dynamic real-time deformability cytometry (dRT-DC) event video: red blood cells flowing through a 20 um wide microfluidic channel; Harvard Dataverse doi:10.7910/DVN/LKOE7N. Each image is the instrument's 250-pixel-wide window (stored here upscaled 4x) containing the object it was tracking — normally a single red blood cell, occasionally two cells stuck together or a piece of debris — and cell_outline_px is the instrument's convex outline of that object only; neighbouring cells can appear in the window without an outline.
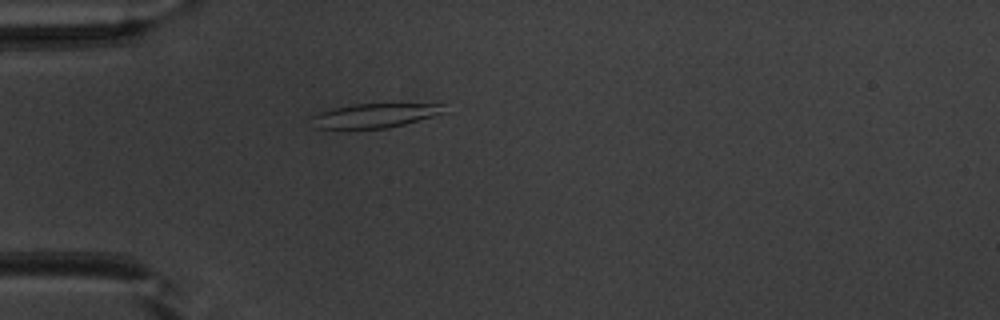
{"species": "common noctule bat (a hibernating species)", "species_latin": "Nyctalus noctula", "temperature_condition": "warm", "stored_images_in_passage": 51, "camera_frame_rate_fps": 3000, "um_per_image_px": 0.085, "animal": {"sex": "male", "body_mass_g": 20.1, "forearm_length_mm": 53.5}, "frame": {"image": 1, "passage_image": 15, "time_ms": 4.667, "image_size_px": [1000, 320], "cell_outline_px": [[448, 112], [404, 124], [388, 128], [316, 128], [312, 116], [316, 112], [332, 108], [352, 104], [444, 104]], "centroid_in_image_um": [31.89, 9.81], "position_along_channel_um": 53.1, "area_um2": 18.61}}
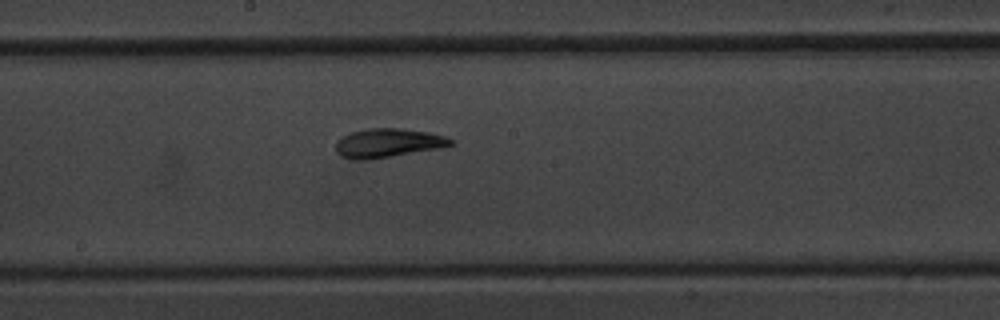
{"frame": {"image": 2, "passage_image": 28, "time_ms": 9.0, "image_size_px": [1000, 320], "cell_outline_px": [[456, 144], [436, 148], [368, 160], [352, 160], [340, 156], [336, 152], [336, 140], [352, 132], [368, 128], [400, 128], [428, 132], [444, 136], [456, 140]], "centroid_in_image_um": [32.95, 12.15], "position_along_channel_um": 215.2, "area_um2": 19.31}}
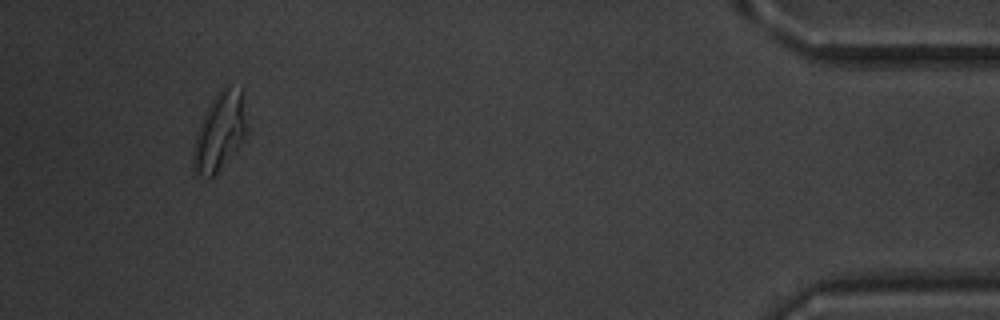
{"frame": {"image": 3, "passage_image": 48, "time_ms": 15.667, "image_size_px": [1000, 320], "cell_outline_px": [[248, 132], [244, 140], [216, 172], [212, 176], [200, 176], [192, 172], [192, 152], [196, 136], [200, 124], [216, 92], [228, 80], [244, 88], [248, 124]], "centroid_in_image_um": [18.74, 11.05], "position_along_channel_um": 416.5, "area_um2": 25.2}, "authors_computed_cell_mechanics": {"area_um2": 20.0566, "velocity_mm_per_s": 3.978, "shape_relaxation_time_tau1_ms": 5.1646, "shape_relaxation_time_tau2_ms": 2.0076, "deformation_change_tau1": 0.2116, "deformation_change_tau2": 0.1083}}